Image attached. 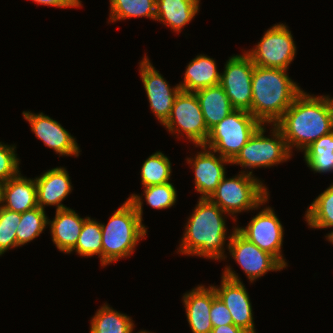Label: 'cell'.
<instances>
[{"label": "cell", "instance_id": "cell-1", "mask_svg": "<svg viewBox=\"0 0 333 333\" xmlns=\"http://www.w3.org/2000/svg\"><path fill=\"white\" fill-rule=\"evenodd\" d=\"M275 125L282 132L291 154L293 147L303 152L321 136L333 131L330 96L310 95L302 90Z\"/></svg>", "mask_w": 333, "mask_h": 333}, {"label": "cell", "instance_id": "cell-2", "mask_svg": "<svg viewBox=\"0 0 333 333\" xmlns=\"http://www.w3.org/2000/svg\"><path fill=\"white\" fill-rule=\"evenodd\" d=\"M225 213L208 198H199L186 223L178 252L206 259L224 260L225 241H229L232 236V233L227 236L226 220L223 216Z\"/></svg>", "mask_w": 333, "mask_h": 333}, {"label": "cell", "instance_id": "cell-3", "mask_svg": "<svg viewBox=\"0 0 333 333\" xmlns=\"http://www.w3.org/2000/svg\"><path fill=\"white\" fill-rule=\"evenodd\" d=\"M251 86V114L264 125H275L302 91L287 70L256 65Z\"/></svg>", "mask_w": 333, "mask_h": 333}, {"label": "cell", "instance_id": "cell-4", "mask_svg": "<svg viewBox=\"0 0 333 333\" xmlns=\"http://www.w3.org/2000/svg\"><path fill=\"white\" fill-rule=\"evenodd\" d=\"M142 200L139 194H131L106 225L101 223L102 266L129 257L138 242L145 239L147 228L142 223Z\"/></svg>", "mask_w": 333, "mask_h": 333}, {"label": "cell", "instance_id": "cell-5", "mask_svg": "<svg viewBox=\"0 0 333 333\" xmlns=\"http://www.w3.org/2000/svg\"><path fill=\"white\" fill-rule=\"evenodd\" d=\"M249 172V173H248ZM251 171H241L231 178L226 176L208 198L236 222L235 215L243 211L258 210L269 199V192L262 181Z\"/></svg>", "mask_w": 333, "mask_h": 333}, {"label": "cell", "instance_id": "cell-6", "mask_svg": "<svg viewBox=\"0 0 333 333\" xmlns=\"http://www.w3.org/2000/svg\"><path fill=\"white\" fill-rule=\"evenodd\" d=\"M261 125L250 112L235 109L209 130L203 146L232 161Z\"/></svg>", "mask_w": 333, "mask_h": 333}, {"label": "cell", "instance_id": "cell-7", "mask_svg": "<svg viewBox=\"0 0 333 333\" xmlns=\"http://www.w3.org/2000/svg\"><path fill=\"white\" fill-rule=\"evenodd\" d=\"M271 138L264 136L266 128L262 124L249 141L242 147L231 164L242 168H267L286 162L292 156L282 132L276 125H271Z\"/></svg>", "mask_w": 333, "mask_h": 333}, {"label": "cell", "instance_id": "cell-8", "mask_svg": "<svg viewBox=\"0 0 333 333\" xmlns=\"http://www.w3.org/2000/svg\"><path fill=\"white\" fill-rule=\"evenodd\" d=\"M162 125L171 134L185 135L195 147L204 145L209 134L195 92L180 90L168 119Z\"/></svg>", "mask_w": 333, "mask_h": 333}, {"label": "cell", "instance_id": "cell-9", "mask_svg": "<svg viewBox=\"0 0 333 333\" xmlns=\"http://www.w3.org/2000/svg\"><path fill=\"white\" fill-rule=\"evenodd\" d=\"M296 51L288 26L279 23L268 29L260 42L245 53L256 66L287 70Z\"/></svg>", "mask_w": 333, "mask_h": 333}, {"label": "cell", "instance_id": "cell-10", "mask_svg": "<svg viewBox=\"0 0 333 333\" xmlns=\"http://www.w3.org/2000/svg\"><path fill=\"white\" fill-rule=\"evenodd\" d=\"M253 70L254 64L245 52L232 55L226 61L219 84L236 110L251 113Z\"/></svg>", "mask_w": 333, "mask_h": 333}, {"label": "cell", "instance_id": "cell-11", "mask_svg": "<svg viewBox=\"0 0 333 333\" xmlns=\"http://www.w3.org/2000/svg\"><path fill=\"white\" fill-rule=\"evenodd\" d=\"M236 229L258 248L274 256L285 268L287 262L282 254L284 229L271 207H264L247 224Z\"/></svg>", "mask_w": 333, "mask_h": 333}, {"label": "cell", "instance_id": "cell-12", "mask_svg": "<svg viewBox=\"0 0 333 333\" xmlns=\"http://www.w3.org/2000/svg\"><path fill=\"white\" fill-rule=\"evenodd\" d=\"M220 287L213 286L216 295L228 308L234 325L247 333H256L249 294L238 274L227 266L222 274Z\"/></svg>", "mask_w": 333, "mask_h": 333}, {"label": "cell", "instance_id": "cell-13", "mask_svg": "<svg viewBox=\"0 0 333 333\" xmlns=\"http://www.w3.org/2000/svg\"><path fill=\"white\" fill-rule=\"evenodd\" d=\"M230 256L238 263L250 282L269 271L285 268L274 256L258 248L233 227L231 239L227 243Z\"/></svg>", "mask_w": 333, "mask_h": 333}, {"label": "cell", "instance_id": "cell-14", "mask_svg": "<svg viewBox=\"0 0 333 333\" xmlns=\"http://www.w3.org/2000/svg\"><path fill=\"white\" fill-rule=\"evenodd\" d=\"M139 72L146 91L150 108L161 125L168 119L175 97L180 92V85L170 86L167 80L155 69L148 56L139 63Z\"/></svg>", "mask_w": 333, "mask_h": 333}, {"label": "cell", "instance_id": "cell-15", "mask_svg": "<svg viewBox=\"0 0 333 333\" xmlns=\"http://www.w3.org/2000/svg\"><path fill=\"white\" fill-rule=\"evenodd\" d=\"M24 119L29 122L31 131L36 138L46 146L52 148L60 156H75L80 154V148L76 138L72 136L62 125L44 113L22 112Z\"/></svg>", "mask_w": 333, "mask_h": 333}, {"label": "cell", "instance_id": "cell-16", "mask_svg": "<svg viewBox=\"0 0 333 333\" xmlns=\"http://www.w3.org/2000/svg\"><path fill=\"white\" fill-rule=\"evenodd\" d=\"M199 147L202 150L197 152L194 158H187L186 161L195 172V190L201 194L200 198H209L225 177V165L231 164V161L221 155H215L214 151L203 145Z\"/></svg>", "mask_w": 333, "mask_h": 333}, {"label": "cell", "instance_id": "cell-17", "mask_svg": "<svg viewBox=\"0 0 333 333\" xmlns=\"http://www.w3.org/2000/svg\"><path fill=\"white\" fill-rule=\"evenodd\" d=\"M37 204L45 210V205L56 206V210L68 208L61 202L71 193L72 185L68 171L64 167L49 169L35 178Z\"/></svg>", "mask_w": 333, "mask_h": 333}, {"label": "cell", "instance_id": "cell-18", "mask_svg": "<svg viewBox=\"0 0 333 333\" xmlns=\"http://www.w3.org/2000/svg\"><path fill=\"white\" fill-rule=\"evenodd\" d=\"M216 296L213 285L208 288L198 285L183 295L182 301L192 333H211L213 326L210 320V310Z\"/></svg>", "mask_w": 333, "mask_h": 333}, {"label": "cell", "instance_id": "cell-19", "mask_svg": "<svg viewBox=\"0 0 333 333\" xmlns=\"http://www.w3.org/2000/svg\"><path fill=\"white\" fill-rule=\"evenodd\" d=\"M85 219L70 207L56 210L54 219H48L52 241L59 251L68 254L76 246Z\"/></svg>", "mask_w": 333, "mask_h": 333}, {"label": "cell", "instance_id": "cell-20", "mask_svg": "<svg viewBox=\"0 0 333 333\" xmlns=\"http://www.w3.org/2000/svg\"><path fill=\"white\" fill-rule=\"evenodd\" d=\"M37 188L35 178H26L19 172L3 183L2 207L22 214L37 207Z\"/></svg>", "mask_w": 333, "mask_h": 333}, {"label": "cell", "instance_id": "cell-21", "mask_svg": "<svg viewBox=\"0 0 333 333\" xmlns=\"http://www.w3.org/2000/svg\"><path fill=\"white\" fill-rule=\"evenodd\" d=\"M200 0H156V20L181 33L199 12Z\"/></svg>", "mask_w": 333, "mask_h": 333}, {"label": "cell", "instance_id": "cell-22", "mask_svg": "<svg viewBox=\"0 0 333 333\" xmlns=\"http://www.w3.org/2000/svg\"><path fill=\"white\" fill-rule=\"evenodd\" d=\"M221 73L218 72L216 61L205 54L197 55L186 67L184 81L180 82L183 91L197 90L215 86L220 83Z\"/></svg>", "mask_w": 333, "mask_h": 333}, {"label": "cell", "instance_id": "cell-23", "mask_svg": "<svg viewBox=\"0 0 333 333\" xmlns=\"http://www.w3.org/2000/svg\"><path fill=\"white\" fill-rule=\"evenodd\" d=\"M195 94L208 130L235 110L220 84L197 90Z\"/></svg>", "mask_w": 333, "mask_h": 333}, {"label": "cell", "instance_id": "cell-24", "mask_svg": "<svg viewBox=\"0 0 333 333\" xmlns=\"http://www.w3.org/2000/svg\"><path fill=\"white\" fill-rule=\"evenodd\" d=\"M90 325V333H133L135 327L131 317L114 310L107 304L97 310Z\"/></svg>", "mask_w": 333, "mask_h": 333}, {"label": "cell", "instance_id": "cell-25", "mask_svg": "<svg viewBox=\"0 0 333 333\" xmlns=\"http://www.w3.org/2000/svg\"><path fill=\"white\" fill-rule=\"evenodd\" d=\"M303 152L310 170L315 173L333 172V131L321 136Z\"/></svg>", "mask_w": 333, "mask_h": 333}, {"label": "cell", "instance_id": "cell-26", "mask_svg": "<svg viewBox=\"0 0 333 333\" xmlns=\"http://www.w3.org/2000/svg\"><path fill=\"white\" fill-rule=\"evenodd\" d=\"M305 221L313 229L333 226V183L310 204L305 212Z\"/></svg>", "mask_w": 333, "mask_h": 333}, {"label": "cell", "instance_id": "cell-27", "mask_svg": "<svg viewBox=\"0 0 333 333\" xmlns=\"http://www.w3.org/2000/svg\"><path fill=\"white\" fill-rule=\"evenodd\" d=\"M110 22L135 17L156 20V0H109Z\"/></svg>", "mask_w": 333, "mask_h": 333}, {"label": "cell", "instance_id": "cell-28", "mask_svg": "<svg viewBox=\"0 0 333 333\" xmlns=\"http://www.w3.org/2000/svg\"><path fill=\"white\" fill-rule=\"evenodd\" d=\"M76 252L80 256H99L102 266V231L101 223L86 217L76 246L68 253Z\"/></svg>", "mask_w": 333, "mask_h": 333}, {"label": "cell", "instance_id": "cell-29", "mask_svg": "<svg viewBox=\"0 0 333 333\" xmlns=\"http://www.w3.org/2000/svg\"><path fill=\"white\" fill-rule=\"evenodd\" d=\"M46 211L39 206L21 214L20 224L16 231V247H21L40 236L48 225Z\"/></svg>", "mask_w": 333, "mask_h": 333}, {"label": "cell", "instance_id": "cell-30", "mask_svg": "<svg viewBox=\"0 0 333 333\" xmlns=\"http://www.w3.org/2000/svg\"><path fill=\"white\" fill-rule=\"evenodd\" d=\"M171 162L162 152L150 155L141 167V183L143 187L161 185L170 182Z\"/></svg>", "mask_w": 333, "mask_h": 333}, {"label": "cell", "instance_id": "cell-31", "mask_svg": "<svg viewBox=\"0 0 333 333\" xmlns=\"http://www.w3.org/2000/svg\"><path fill=\"white\" fill-rule=\"evenodd\" d=\"M21 214L0 208V256L10 248H16V231Z\"/></svg>", "mask_w": 333, "mask_h": 333}, {"label": "cell", "instance_id": "cell-32", "mask_svg": "<svg viewBox=\"0 0 333 333\" xmlns=\"http://www.w3.org/2000/svg\"><path fill=\"white\" fill-rule=\"evenodd\" d=\"M144 197L154 209H167L175 205L177 191L171 182L144 187Z\"/></svg>", "mask_w": 333, "mask_h": 333}, {"label": "cell", "instance_id": "cell-33", "mask_svg": "<svg viewBox=\"0 0 333 333\" xmlns=\"http://www.w3.org/2000/svg\"><path fill=\"white\" fill-rule=\"evenodd\" d=\"M15 150L16 145L10 146L0 142V183H5L20 172V160Z\"/></svg>", "mask_w": 333, "mask_h": 333}, {"label": "cell", "instance_id": "cell-34", "mask_svg": "<svg viewBox=\"0 0 333 333\" xmlns=\"http://www.w3.org/2000/svg\"><path fill=\"white\" fill-rule=\"evenodd\" d=\"M210 320L213 327L234 324L228 308L218 296L212 301Z\"/></svg>", "mask_w": 333, "mask_h": 333}, {"label": "cell", "instance_id": "cell-35", "mask_svg": "<svg viewBox=\"0 0 333 333\" xmlns=\"http://www.w3.org/2000/svg\"><path fill=\"white\" fill-rule=\"evenodd\" d=\"M33 2H36L37 4H42L46 6H53L58 8H77L81 7L82 4L80 0H32Z\"/></svg>", "mask_w": 333, "mask_h": 333}, {"label": "cell", "instance_id": "cell-36", "mask_svg": "<svg viewBox=\"0 0 333 333\" xmlns=\"http://www.w3.org/2000/svg\"><path fill=\"white\" fill-rule=\"evenodd\" d=\"M211 333H247L242 328L234 325H221L218 327H213Z\"/></svg>", "mask_w": 333, "mask_h": 333}, {"label": "cell", "instance_id": "cell-37", "mask_svg": "<svg viewBox=\"0 0 333 333\" xmlns=\"http://www.w3.org/2000/svg\"><path fill=\"white\" fill-rule=\"evenodd\" d=\"M333 227V226H332ZM329 242H331L333 244V230L330 231V233L327 234V236L325 237Z\"/></svg>", "mask_w": 333, "mask_h": 333}, {"label": "cell", "instance_id": "cell-38", "mask_svg": "<svg viewBox=\"0 0 333 333\" xmlns=\"http://www.w3.org/2000/svg\"><path fill=\"white\" fill-rule=\"evenodd\" d=\"M2 188H3V183H0V208L2 207Z\"/></svg>", "mask_w": 333, "mask_h": 333}, {"label": "cell", "instance_id": "cell-39", "mask_svg": "<svg viewBox=\"0 0 333 333\" xmlns=\"http://www.w3.org/2000/svg\"><path fill=\"white\" fill-rule=\"evenodd\" d=\"M330 99H331V105H332V109H333V97L332 98L330 97Z\"/></svg>", "mask_w": 333, "mask_h": 333}, {"label": "cell", "instance_id": "cell-40", "mask_svg": "<svg viewBox=\"0 0 333 333\" xmlns=\"http://www.w3.org/2000/svg\"><path fill=\"white\" fill-rule=\"evenodd\" d=\"M142 333H152V332H149V331H145V330H144Z\"/></svg>", "mask_w": 333, "mask_h": 333}]
</instances>
